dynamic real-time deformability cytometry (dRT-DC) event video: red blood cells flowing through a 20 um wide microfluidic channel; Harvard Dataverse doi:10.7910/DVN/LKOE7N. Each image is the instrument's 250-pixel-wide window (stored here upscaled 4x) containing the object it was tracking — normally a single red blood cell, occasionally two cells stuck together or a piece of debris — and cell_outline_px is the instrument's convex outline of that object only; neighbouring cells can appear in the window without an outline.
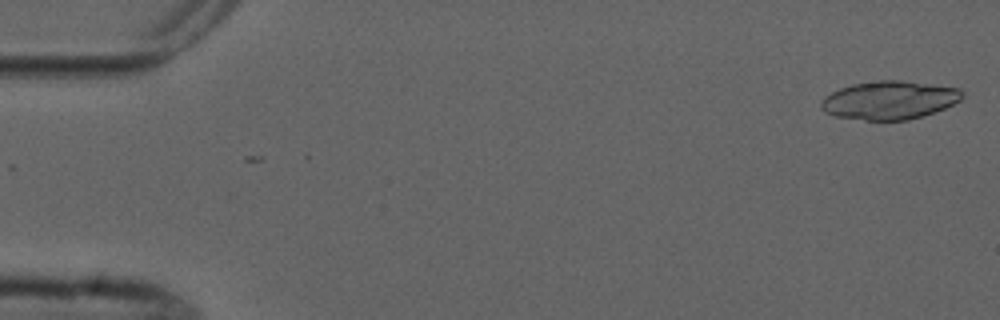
{"species": "common noctule bat (a hibernating species)", "species_latin": "Nyctalus noctula", "temperature_condition": "cold", "stored_images_in_passage": 3, "camera_frame_rate_fps": 3000, "um_per_image_px": 0.085, "animal": {"sex": "male", "forearm_length_mm": 52.5}, "frame": {"image": 1, "passage_image": 1, "time_ms": 0.0, "image_size_px": [1000, 320], "cell_outline_px": [[964, 96], [960, 100], [944, 108], [908, 120], [864, 120], [836, 116], [824, 112], [820, 108], [820, 104], [824, 96], [840, 88], [852, 84], [876, 80], [900, 80], [960, 88], [964, 92]], "centroid_in_image_um": [75.58, 8.5], "position_along_channel_um": 9.4, "area_um2": 31.5}}